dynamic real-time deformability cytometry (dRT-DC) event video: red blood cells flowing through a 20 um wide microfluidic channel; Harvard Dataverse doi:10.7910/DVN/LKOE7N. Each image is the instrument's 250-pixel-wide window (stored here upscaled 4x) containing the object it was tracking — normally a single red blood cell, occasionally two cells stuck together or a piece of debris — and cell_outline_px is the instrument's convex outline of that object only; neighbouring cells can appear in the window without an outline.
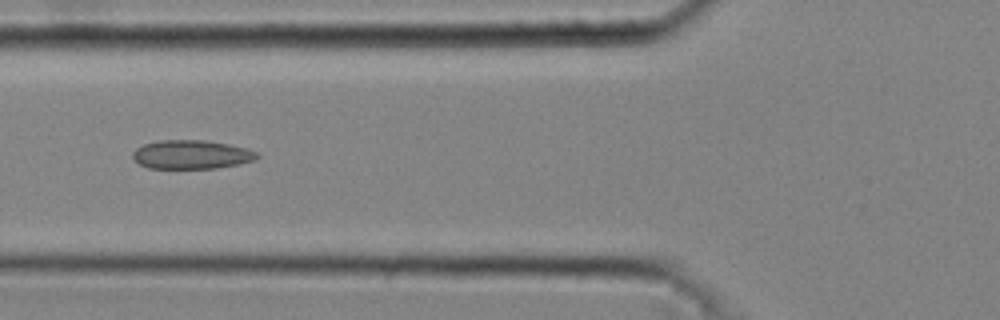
{"species": "common noctule bat (a hibernating species)", "species_latin": "Nyctalus noctula", "temperature_condition": "cold", "stored_images_in_passage": 32, "camera_frame_rate_fps": 3000, "um_per_image_px": 0.085, "animal": {"sex": "male", "body_mass_g": 20.4}, "frame": {"image": 1, "passage_image": 5, "time_ms": 1.333, "image_size_px": [1000, 320], "cell_outline_px": [[256, 156], [248, 160], [232, 164], [212, 168], [152, 168], [140, 164], [136, 160], [136, 152], [140, 148], [148, 144], [168, 140], [192, 140], [224, 144], [240, 148], [252, 152]], "centroid_in_image_um": [16.18, 13.15], "position_along_channel_um": 109.6, "area_um2": 19.02}}
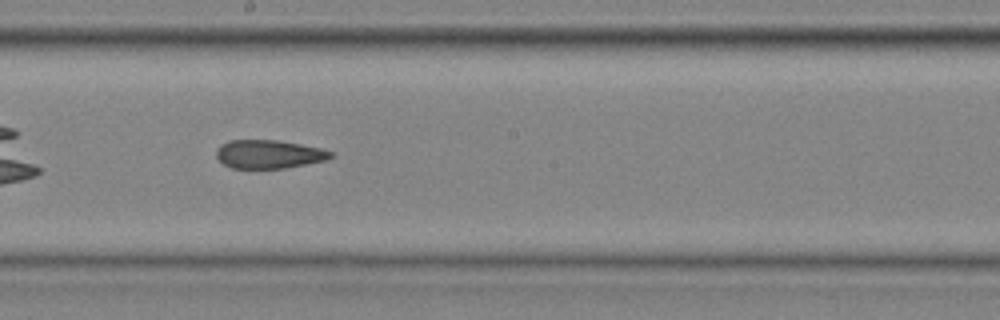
{"frame": {"image": 2, "passage_image": 13, "time_ms": 4.0, "image_size_px": [1000, 320], "cell_outline_px": [[332, 156], [320, 160], [280, 168], [236, 168], [224, 164], [216, 156], [216, 152], [224, 144], [232, 140], [272, 140], [296, 144], [316, 148], [332, 152]], "centroid_in_image_um": [22.76, 13.1], "position_along_channel_um": 225.4, "area_um2": 17.86}}
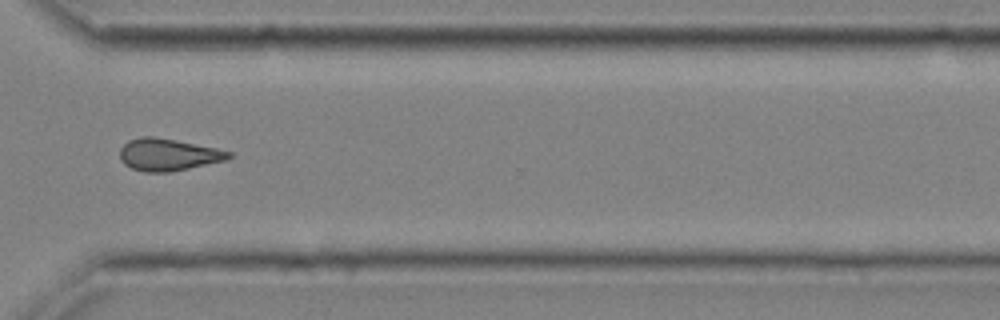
{"frame": {"image": 3, "passage_image": 22, "time_ms": 7.0, "image_size_px": [1000, 320], "cell_outline_px": [[232, 156], [220, 160], [184, 168], [164, 172], [148, 172], [132, 168], [120, 156], [120, 148], [124, 144], [132, 140], [172, 140], [232, 152]], "centroid_in_image_um": [14.28, 13.18], "position_along_channel_um": 356.3, "area_um2": 18.32}, "authors_computed_cell_mechanics": {"area_um2": 18.1492, "velocity_mm_per_s": 4.3424, "shape_relaxation_time_tau1_ms": null, "shape_relaxation_time_tau2_ms": 3.9301, "deformation_change_tau1": null, "deformation_change_tau2": 0.1247}}